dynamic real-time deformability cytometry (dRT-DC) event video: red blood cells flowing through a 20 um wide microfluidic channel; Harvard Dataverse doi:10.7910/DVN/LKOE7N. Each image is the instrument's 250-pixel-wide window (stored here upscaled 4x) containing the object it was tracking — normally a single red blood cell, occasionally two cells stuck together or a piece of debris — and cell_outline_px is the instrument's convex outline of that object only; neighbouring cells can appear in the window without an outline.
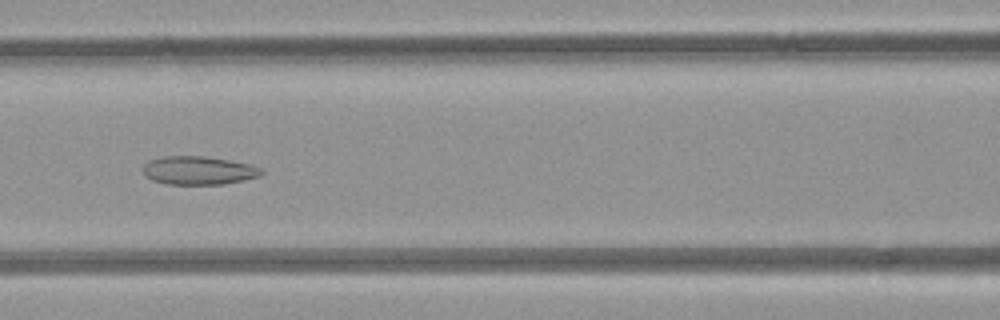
{"species": "common noctule bat (a hibernating species)", "species_latin": "Nyctalus noctula", "temperature_condition": "room temperature", "stored_images_in_passage": 5, "camera_frame_rate_fps": 3000, "um_per_image_px": 0.085, "animal": {"sex": "female", "body_mass_g": 21.9}, "frame": {"image": 1, "passage_image": 5, "time_ms": 5.333, "image_size_px": [1000, 320], "cell_outline_px": [[264, 172], [260, 176], [244, 180], [224, 184], [164, 184], [152, 180], [144, 176], [144, 164], [148, 160], [164, 156], [200, 156], [228, 160], [248, 164], [260, 168]], "centroid_in_image_um": [16.84, 14.49], "position_along_channel_um": 149.8, "area_um2": 19.54}}